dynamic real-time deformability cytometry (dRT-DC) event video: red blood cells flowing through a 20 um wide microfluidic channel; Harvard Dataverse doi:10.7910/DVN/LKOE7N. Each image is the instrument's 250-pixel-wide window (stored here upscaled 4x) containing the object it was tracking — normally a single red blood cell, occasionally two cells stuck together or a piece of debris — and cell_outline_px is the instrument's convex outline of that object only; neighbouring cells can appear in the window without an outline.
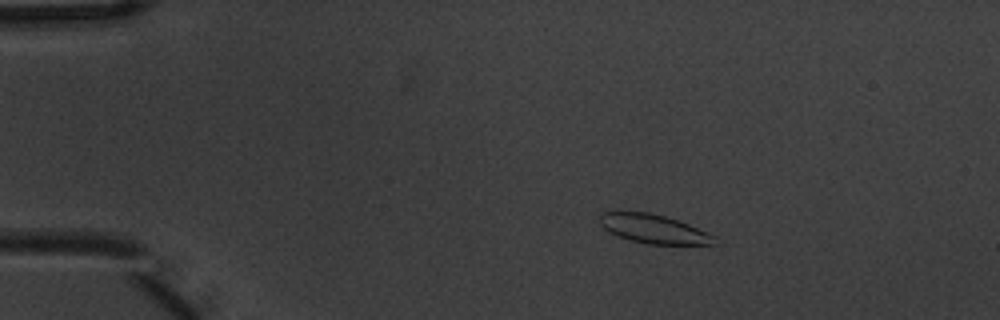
{"species": "common noctule bat (a hibernating species)", "species_latin": "Nyctalus noctula", "temperature_condition": "warm", "stored_images_in_passage": 5, "camera_frame_rate_fps": 3000, "um_per_image_px": 0.085, "animal": {"sex": "male", "body_mass_g": 20.1, "forearm_length_mm": 53.5}, "frame": {"image": 1, "passage_image": 3, "time_ms": 0.667, "image_size_px": [1000, 320], "cell_outline_px": [[716, 244], [648, 244], [628, 240], [616, 236], [608, 232], [600, 224], [600, 212], [648, 212], [664, 216], [688, 224], [716, 236]], "centroid_in_image_um": [55.53, 19.47], "position_along_channel_um": 29.5, "area_um2": 19.25}}